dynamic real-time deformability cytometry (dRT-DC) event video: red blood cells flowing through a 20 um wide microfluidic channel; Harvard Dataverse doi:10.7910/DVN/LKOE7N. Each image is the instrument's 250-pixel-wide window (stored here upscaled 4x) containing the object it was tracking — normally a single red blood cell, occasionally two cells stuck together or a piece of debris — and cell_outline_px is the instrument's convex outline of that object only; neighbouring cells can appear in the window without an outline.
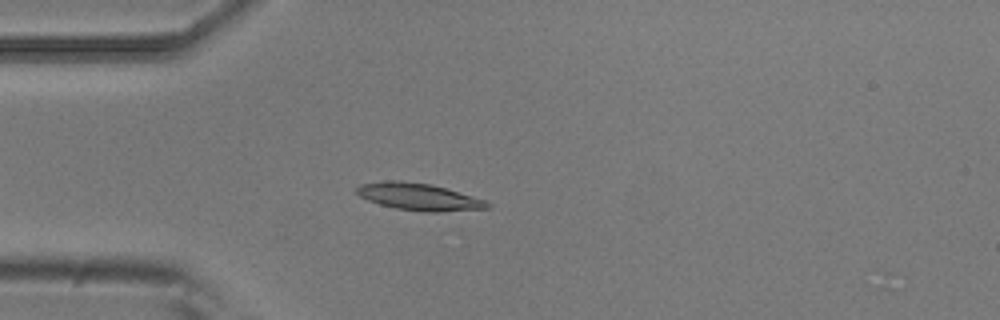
{"species": "common noctule bat (a hibernating species)", "species_latin": "Nyctalus noctula", "temperature_condition": "room temperature", "stored_images_in_passage": 4, "camera_frame_rate_fps": 3000, "um_per_image_px": 0.085, "animal": {"sex": "male", "body_mass_g": 20.5, "forearm_length_mm": 52.5}, "frame": {"image": 1, "passage_image": 4, "time_ms": 1.0, "image_size_px": [1000, 320], "cell_outline_px": [[492, 204], [488, 208], [440, 212], [424, 212], [396, 208], [380, 204], [368, 200], [360, 196], [356, 192], [356, 188], [360, 184], [384, 180], [396, 180], [432, 184], [472, 196], [484, 200]], "centroid_in_image_um": [35.58, 16.72], "position_along_channel_um": 49.4, "area_um2": 20.52}}